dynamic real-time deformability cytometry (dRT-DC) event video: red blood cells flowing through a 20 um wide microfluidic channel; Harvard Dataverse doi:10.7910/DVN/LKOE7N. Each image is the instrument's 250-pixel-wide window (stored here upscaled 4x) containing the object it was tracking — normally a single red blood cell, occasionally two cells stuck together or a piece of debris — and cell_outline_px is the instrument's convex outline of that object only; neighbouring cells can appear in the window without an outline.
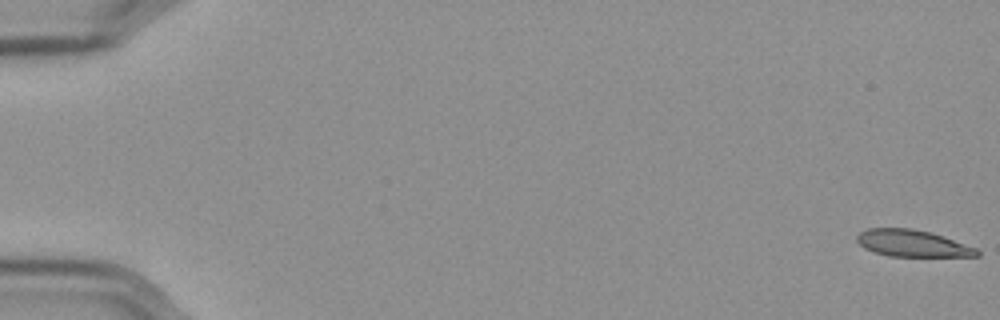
{"species": "Egyptian fruit bat (a non-hibernating species)", "species_latin": "Rousettus aegyptiacus", "temperature_condition": "cold", "stored_images_in_passage": 58, "camera_frame_rate_fps": 3000, "um_per_image_px": 0.085, "frame": {"image": 1, "passage_image": 1, "time_ms": 0.0, "image_size_px": [1000, 320], "cell_outline_px": [[980, 256], [888, 256], [864, 248], [856, 240], [856, 236], [860, 232], [868, 228], [912, 228], [932, 232], [976, 248], [980, 252]], "centroid_in_image_um": [77.54, 20.67], "position_along_channel_um": 7.5, "area_um2": 18.67}}
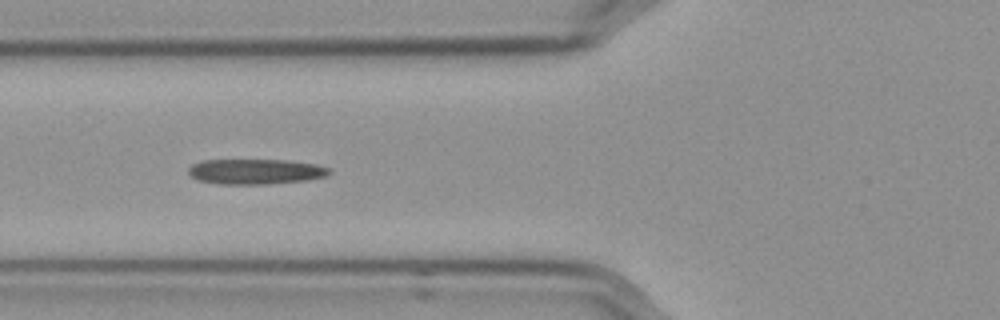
{"frame": {"image": 2, "passage_image": 23, "time_ms": 7.333, "image_size_px": [1000, 320], "cell_outline_px": [[332, 172], [324, 176], [308, 180], [268, 184], [220, 184], [196, 180], [188, 172], [188, 168], [192, 164], [204, 160], [284, 160], [316, 164], [328, 168]], "centroid_in_image_um": [21.7, 14.58], "position_along_channel_um": 104.1, "area_um2": 20.69}}
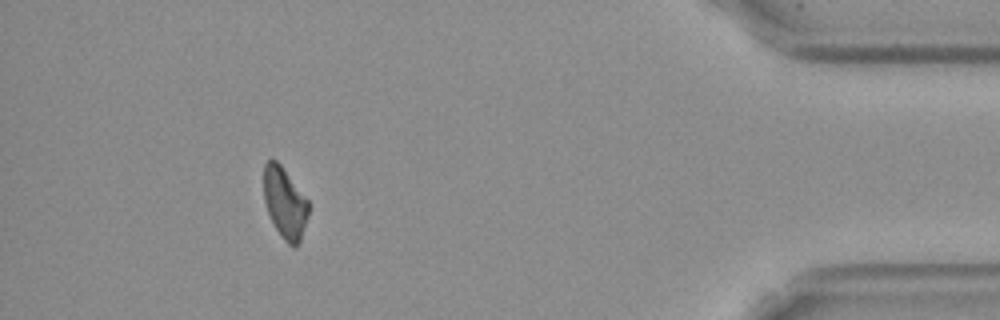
{"frame": {"image": 3, "passage_image": 53, "time_ms": 17.333, "image_size_px": [1000, 320], "cell_outline_px": [[308, 216], [300, 240], [296, 248], [292, 248], [280, 236], [268, 212], [264, 200], [264, 164], [268, 160], [276, 160], [280, 164], [308, 200]], "centroid_in_image_um": [24.21, 17.27], "position_along_channel_um": 411.0, "area_um2": 18.32}, "authors_computed_cell_mechanics": {"area_um2": 20.0566, "velocity_mm_per_s": 3.578, "shape_relaxation_time_tau1_ms": null, "shape_relaxation_time_tau2_ms": 11.2342, "deformation_change_tau1": null, "deformation_change_tau2": 0.2242}}